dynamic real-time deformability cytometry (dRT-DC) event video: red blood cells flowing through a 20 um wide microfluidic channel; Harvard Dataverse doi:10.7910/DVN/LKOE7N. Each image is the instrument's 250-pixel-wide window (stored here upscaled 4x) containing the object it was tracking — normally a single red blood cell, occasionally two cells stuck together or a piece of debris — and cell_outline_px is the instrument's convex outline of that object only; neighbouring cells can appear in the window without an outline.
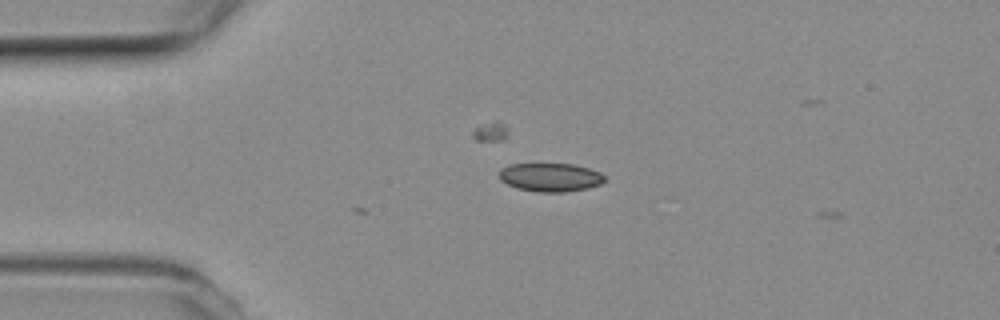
{"species": "common noctule bat (a hibernating species)", "species_latin": "Nyctalus noctula", "temperature_condition": "room temperature", "stored_images_in_passage": 2, "camera_frame_rate_fps": 3000, "um_per_image_px": 0.085, "animal": {"sex": "female", "body_mass_g": 19.3, "forearm_length_mm": 54.1}, "frame": {"image": 1, "passage_image": 1, "time_ms": 0.0, "image_size_px": [1000, 320], "cell_outline_px": [[604, 180], [600, 184], [584, 188], [564, 192], [536, 192], [516, 188], [500, 180], [500, 168], [508, 164], [572, 164], [588, 168], [600, 172], [604, 176]], "centroid_in_image_um": [46.74, 15.06], "position_along_channel_um": 38.3, "area_um2": 17.4}}